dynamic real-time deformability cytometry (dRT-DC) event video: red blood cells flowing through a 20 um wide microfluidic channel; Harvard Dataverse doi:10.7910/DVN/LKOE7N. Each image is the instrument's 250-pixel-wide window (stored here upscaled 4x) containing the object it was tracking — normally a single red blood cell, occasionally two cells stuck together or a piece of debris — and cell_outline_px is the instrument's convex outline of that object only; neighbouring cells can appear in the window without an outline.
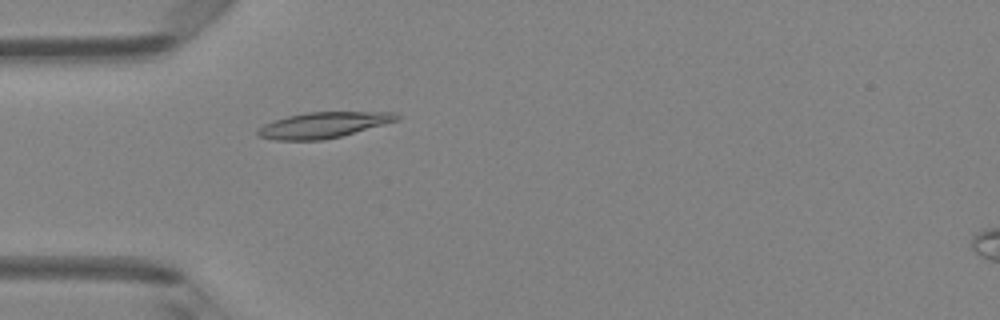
{"species": "Egyptian fruit bat (a non-hibernating species)", "species_latin": "Rousettus aegyptiacus", "temperature_condition": "room temperature", "stored_images_in_passage": 4, "camera_frame_rate_fps": 3000, "um_per_image_px": 0.085, "animal": {"sex": "female"}, "frame": {"image": 1, "passage_image": 4, "time_ms": 1.0, "image_size_px": [1000, 320], "cell_outline_px": [[400, 120], [340, 136], [320, 140], [276, 140], [256, 136], [256, 132], [264, 124], [272, 120], [288, 116], [308, 112], [396, 112], [400, 116]], "centroid_in_image_um": [27.48, 10.62], "position_along_channel_um": 57.5, "area_um2": 20.81}}